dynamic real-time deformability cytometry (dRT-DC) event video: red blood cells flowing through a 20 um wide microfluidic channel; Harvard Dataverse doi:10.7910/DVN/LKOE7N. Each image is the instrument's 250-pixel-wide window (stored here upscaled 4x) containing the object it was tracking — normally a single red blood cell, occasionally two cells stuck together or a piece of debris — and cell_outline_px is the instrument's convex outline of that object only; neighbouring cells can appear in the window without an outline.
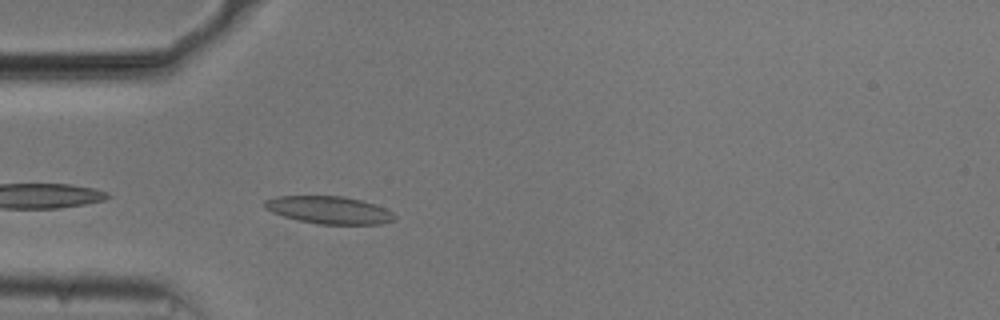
{"species": "common noctule bat (a hibernating species)", "species_latin": "Nyctalus noctula", "temperature_condition": "cold", "stored_images_in_passage": 38, "camera_frame_rate_fps": 3000, "um_per_image_px": 0.085, "animal": {"sex": "male", "body_mass_g": 20.5, "forearm_length_mm": 52.5}, "frame": {"image": 1, "passage_image": 2, "time_ms": 0.333, "image_size_px": [1000, 320], "cell_outline_px": [[396, 220], [380, 224], [316, 224], [284, 216], [272, 212], [264, 208], [264, 200], [276, 196], [344, 196], [376, 204], [392, 212], [396, 216]], "centroid_in_image_um": [27.98, 17.85], "position_along_channel_um": 57.0, "area_um2": 20.87}}
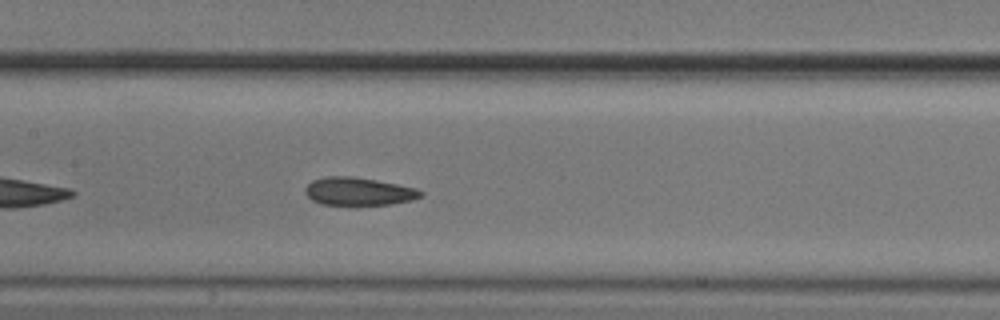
{"frame": {"image": 2, "passage_image": 12, "time_ms": 3.667, "image_size_px": [1000, 320], "cell_outline_px": [[424, 196], [412, 200], [388, 204], [324, 204], [312, 200], [304, 192], [304, 188], [312, 180], [324, 176], [352, 176], [376, 180], [416, 188], [424, 192]], "centroid_in_image_um": [30.48, 16.25], "position_along_channel_um": 176.9, "area_um2": 18.67}}
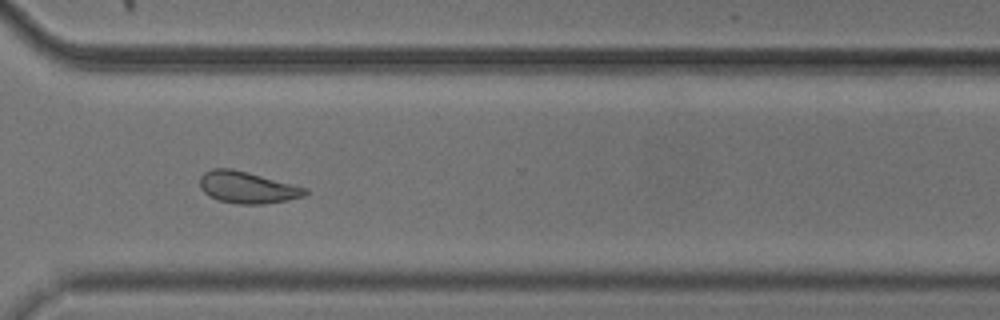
{"frame": {"image": 3, "passage_image": 26, "time_ms": 8.333, "image_size_px": [1000, 320], "cell_outline_px": [[308, 192], [304, 196], [288, 200], [264, 204], [240, 204], [220, 200], [208, 196], [200, 188], [200, 176], [204, 172], [212, 168], [232, 168], [248, 172], [308, 188]], "centroid_in_image_um": [21.01, 15.92], "position_along_channel_um": 349.6, "area_um2": 19.54}, "authors_computed_cell_mechanics": {"area_um2": 19.4786, "velocity_mm_per_s": 3.7233, "shape_relaxation_time_tau1_ms": null, "shape_relaxation_time_tau2_ms": 2.7802, "deformation_change_tau1": null, "deformation_change_tau2": 0.0827}}